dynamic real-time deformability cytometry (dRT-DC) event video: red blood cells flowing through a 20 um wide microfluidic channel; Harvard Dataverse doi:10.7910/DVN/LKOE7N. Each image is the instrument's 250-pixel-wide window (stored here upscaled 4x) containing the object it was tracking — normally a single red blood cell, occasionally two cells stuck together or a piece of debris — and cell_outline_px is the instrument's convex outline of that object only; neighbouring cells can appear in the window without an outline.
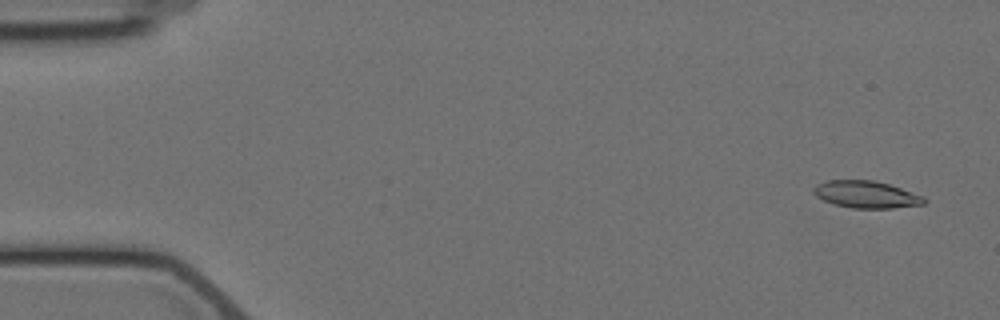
{"species": "Egyptian fruit bat (a non-hibernating species)", "species_latin": "Rousettus aegyptiacus", "temperature_condition": "cold", "stored_images_in_passage": 5, "camera_frame_rate_fps": 3000, "um_per_image_px": 0.085, "animal": {"sex": "female"}, "frame": {"image": 1, "passage_image": 1, "time_ms": 0.0, "image_size_px": [1000, 320], "cell_outline_px": [[928, 200], [924, 204], [892, 208], [852, 208], [832, 204], [816, 196], [812, 192], [812, 188], [816, 184], [824, 180], [872, 180], [888, 184], [924, 196]], "centroid_in_image_um": [73.59, 16.53], "position_along_channel_um": 11.4, "area_um2": 17.57}}
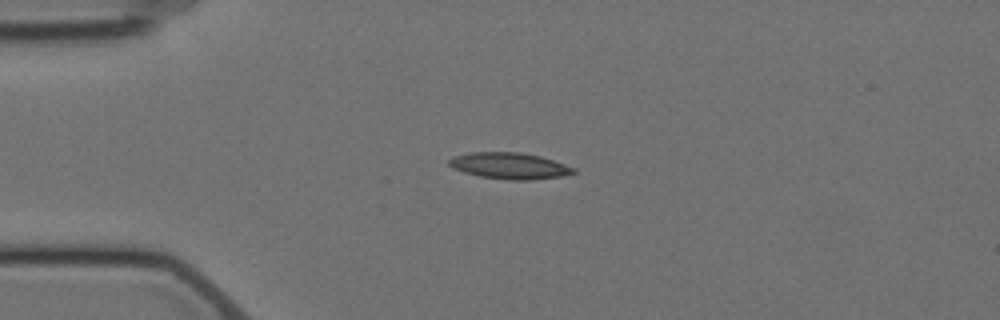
{"frame": {"image": 2, "passage_image": 4, "time_ms": 3.667, "image_size_px": [1000, 320], "cell_outline_px": [[576, 172], [560, 176], [532, 180], [508, 180], [480, 176], [464, 172], [452, 168], [448, 164], [448, 160], [452, 156], [468, 152], [520, 152], [540, 156], [576, 168]], "centroid_in_image_um": [43.27, 14.09], "position_along_channel_um": 41.7, "area_um2": 19.13}}